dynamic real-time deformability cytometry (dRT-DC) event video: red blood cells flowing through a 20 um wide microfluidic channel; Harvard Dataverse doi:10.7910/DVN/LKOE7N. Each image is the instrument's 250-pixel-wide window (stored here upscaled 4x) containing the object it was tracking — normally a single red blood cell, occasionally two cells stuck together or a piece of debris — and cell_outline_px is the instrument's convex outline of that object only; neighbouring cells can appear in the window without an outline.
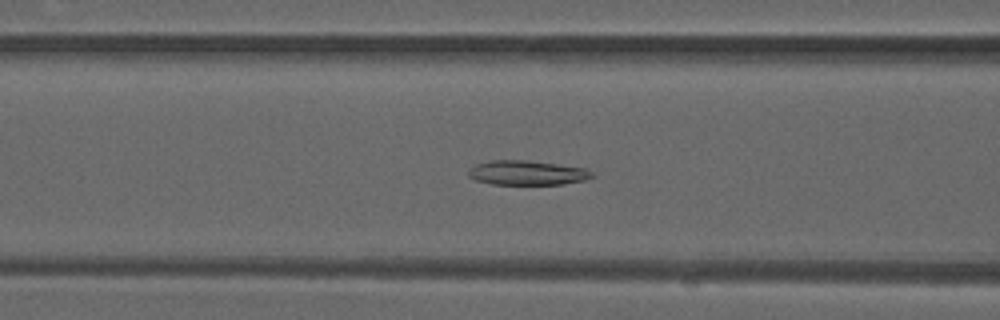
{"species": "common noctule bat (a hibernating species)", "species_latin": "Nyctalus noctula", "temperature_condition": "warm", "stored_images_in_passage": 36, "camera_frame_rate_fps": 3000, "um_per_image_px": 0.085, "animal": {"sex": "male", "forearm_length_mm": 52.5}, "frame": {"image": 1, "passage_image": 6, "time_ms": 1.667, "image_size_px": [1000, 320], "cell_outline_px": [[596, 176], [584, 180], [564, 184], [492, 184], [476, 180], [468, 176], [468, 172], [476, 164], [492, 160], [528, 160], [584, 168], [592, 172]], "centroid_in_image_um": [44.82, 14.69], "position_along_channel_um": 121.8, "area_um2": 17.51}}
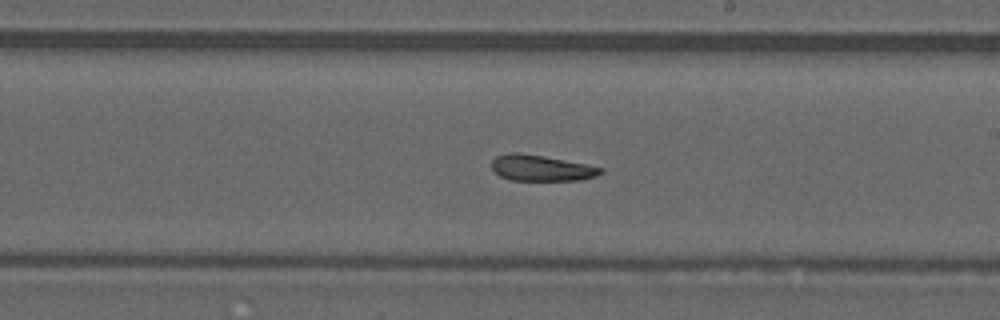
{"frame": {"image": 2, "passage_image": 15, "time_ms": 4.667, "image_size_px": [1000, 320], "cell_outline_px": [[604, 172], [596, 176], [580, 180], [512, 180], [500, 176], [492, 168], [492, 160], [496, 156], [508, 152], [520, 152], [544, 156], [588, 164], [604, 168]], "centroid_in_image_um": [46.03, 14.27], "position_along_channel_um": 243.0, "area_um2": 16.59}}
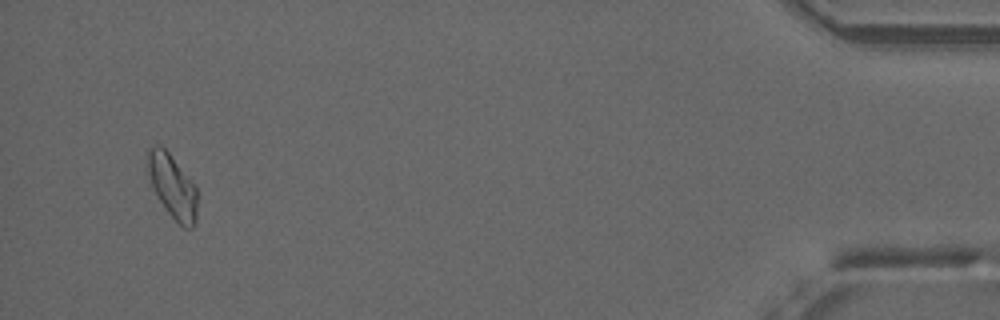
{"frame": {"image": 3, "passage_image": 34, "time_ms": 11.0, "image_size_px": [1000, 320], "cell_outline_px": [[196, 220], [192, 228], [184, 228], [168, 212], [160, 200], [152, 184], [148, 168], [148, 148], [156, 144], [160, 144], [168, 152], [196, 184]], "centroid_in_image_um": [14.69, 15.81], "position_along_channel_um": 420.5, "area_um2": 18.03}, "authors_computed_cell_mechanics": {"area_um2": 17.4845, "velocity_mm_per_s": 4.0611, "shape_relaxation_time_tau1_ms": null, "shape_relaxation_time_tau2_ms": 4.6658, "deformation_change_tau1": null, "deformation_change_tau2": 0.1113}}